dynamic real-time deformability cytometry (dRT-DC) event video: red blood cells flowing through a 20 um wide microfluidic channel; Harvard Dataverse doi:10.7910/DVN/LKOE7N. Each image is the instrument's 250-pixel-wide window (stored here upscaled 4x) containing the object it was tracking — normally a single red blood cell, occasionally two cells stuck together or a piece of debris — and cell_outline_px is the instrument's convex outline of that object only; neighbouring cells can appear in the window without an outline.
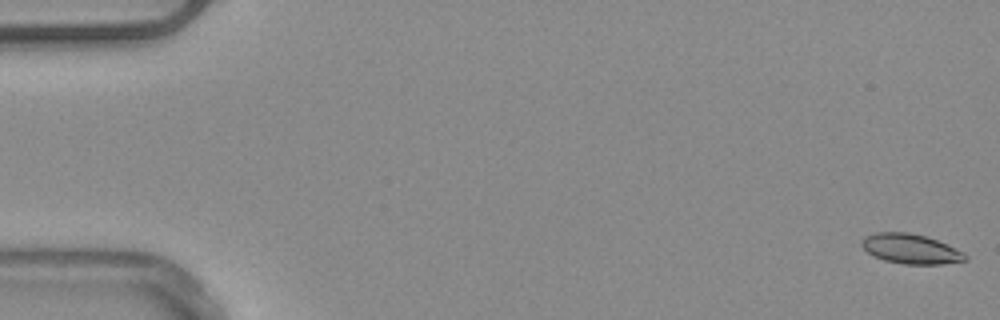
{"species": "common noctule bat (a hibernating species)", "species_latin": "Nyctalus noctula", "temperature_condition": "warm", "stored_images_in_passage": 53, "camera_frame_rate_fps": 3000, "um_per_image_px": 0.085, "animal": {"sex": "male", "body_mass_g": 20.4}, "frame": {"image": 1, "passage_image": 1, "time_ms": 0.0, "image_size_px": [1000, 320], "cell_outline_px": [[968, 260], [940, 264], [904, 264], [884, 260], [872, 256], [860, 244], [860, 240], [864, 236], [876, 232], [908, 232], [924, 236], [948, 244], [964, 252], [968, 256]], "centroid_in_image_um": [77.4, 21.15], "position_along_channel_um": 7.6, "area_um2": 18.09}}
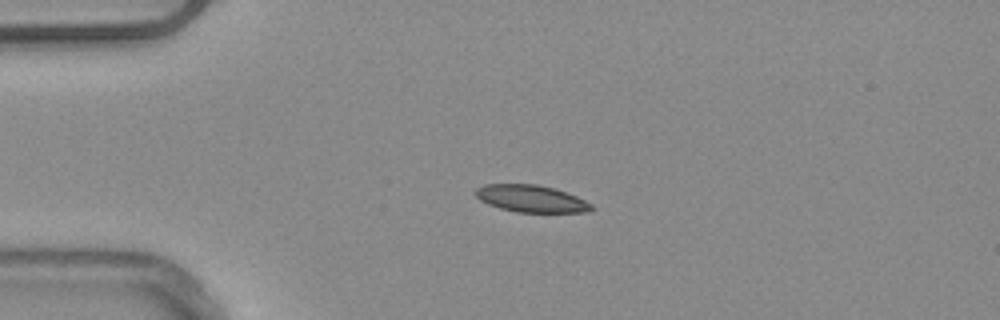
{"frame": {"image": 2, "passage_image": 13, "time_ms": 4.0, "image_size_px": [1000, 320], "cell_outline_px": [[592, 208], [584, 212], [516, 212], [500, 208], [488, 204], [480, 200], [472, 192], [476, 188], [484, 184], [536, 184], [556, 188], [576, 196], [592, 204]], "centroid_in_image_um": [45.09, 16.87], "position_along_channel_um": 39.9, "area_um2": 18.32}}
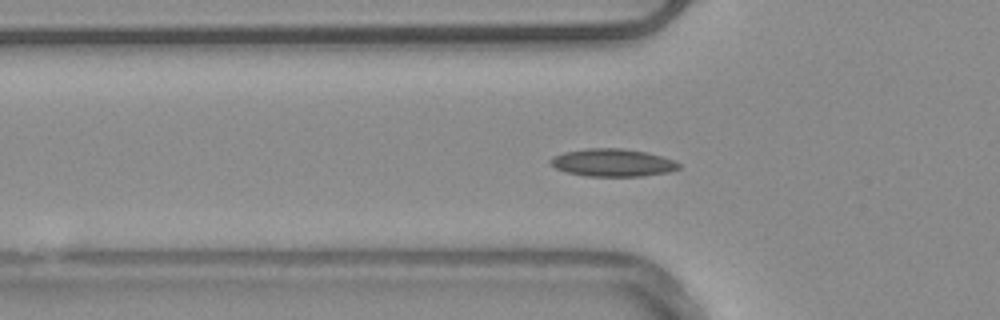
{"frame": {"image": 3, "passage_image": 18, "time_ms": 5.667, "image_size_px": [1000, 320], "cell_outline_px": [[680, 168], [668, 172], [640, 176], [588, 176], [564, 172], [556, 168], [548, 160], [552, 156], [564, 152], [588, 148], [620, 148], [648, 152], [676, 160], [680, 164]], "centroid_in_image_um": [52.08, 13.82], "position_along_channel_um": 73.7, "area_um2": 20.81}, "authors_computed_cell_mechanics": {"area_um2": 18.4382, "velocity_mm_per_s": 3.8797, "shape_relaxation_time_tau1_ms": null, "shape_relaxation_time_tau2_ms": 3.7344, "deformation_change_tau1": null, "deformation_change_tau2": 0.0899}}